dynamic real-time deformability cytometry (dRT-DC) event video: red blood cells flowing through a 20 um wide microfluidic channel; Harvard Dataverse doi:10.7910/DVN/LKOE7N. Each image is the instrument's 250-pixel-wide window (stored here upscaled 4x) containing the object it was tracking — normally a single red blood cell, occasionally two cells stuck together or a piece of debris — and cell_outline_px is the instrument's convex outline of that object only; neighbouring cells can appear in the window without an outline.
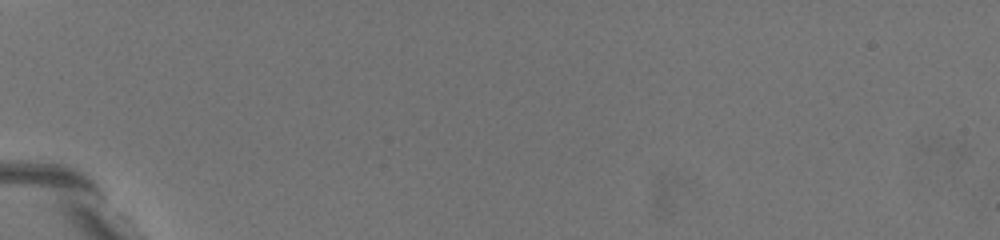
{"species": "common noctule bat (a hibernating species)", "species_latin": "Nyctalus noctula", "temperature_condition": "warm", "stored_images_in_passage": 2, "camera_frame_rate_fps": 3000, "um_per_image_px": 0.085, "animal": {"sex": "female", "body_mass_g": 19.5, "forearm_length_mm": 54.1}, "frame": {"image": 1, "passage_image": 1, "time_ms": 0.0, "image_size_px": [1000, 240], "cell_outline_px": [[188, 216], [184, 216], [168, 208], [116, 168], [100, 140], [136, 144], [140, 148], [184, 204]], "centroid_in_image_um": [12.19, 14.75], "position_along_channel_um": 72.8, "area_um2": 16.01}}